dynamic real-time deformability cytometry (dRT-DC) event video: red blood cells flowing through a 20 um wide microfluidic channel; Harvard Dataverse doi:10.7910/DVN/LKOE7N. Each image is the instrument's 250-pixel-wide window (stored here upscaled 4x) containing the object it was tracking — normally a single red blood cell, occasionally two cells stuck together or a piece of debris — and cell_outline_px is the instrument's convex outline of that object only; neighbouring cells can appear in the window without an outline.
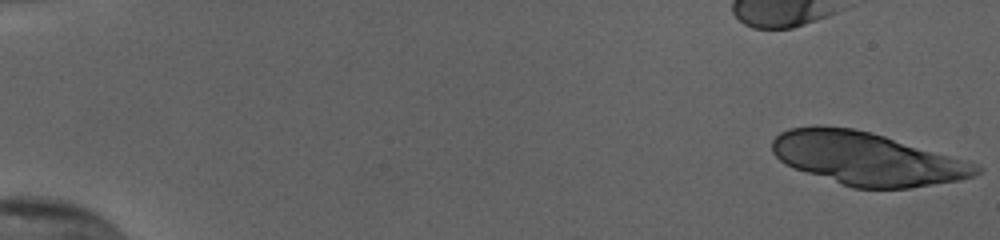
{"species": "human", "species_latin": "Homo sapiens", "temperature_condition": "cold", "stored_images_in_passage": 19, "camera_frame_rate_fps": 3000, "um_per_image_px": 0.085, "donor": {"sex": "female"}, "frame": {"image": 1, "passage_image": 1, "time_ms": 0.0, "image_size_px": [1000, 240], "cell_outline_px": [[984, 168], [976, 176], [960, 180], [908, 188], [852, 188], [792, 168], [784, 164], [772, 152], [772, 140], [780, 132], [788, 128], [816, 124], [820, 124], [852, 128], [872, 132], [980, 164]], "centroid_in_image_um": [73.67, 13.47], "position_along_channel_um": 11.3, "area_um2": 63.52}}